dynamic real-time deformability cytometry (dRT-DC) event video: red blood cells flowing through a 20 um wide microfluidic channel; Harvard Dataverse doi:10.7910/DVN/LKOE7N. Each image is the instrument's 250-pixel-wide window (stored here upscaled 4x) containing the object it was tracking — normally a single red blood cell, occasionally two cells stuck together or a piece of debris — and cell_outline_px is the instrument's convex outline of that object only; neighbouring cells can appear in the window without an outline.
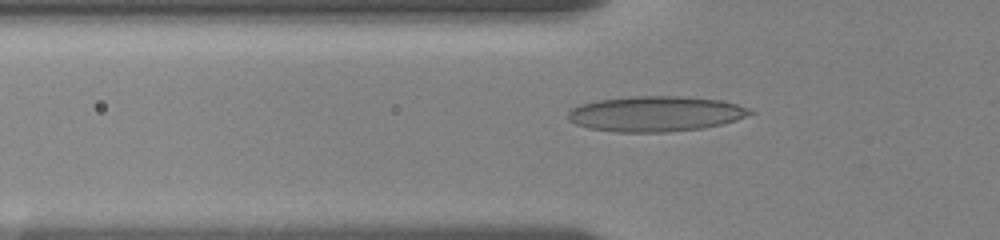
{"species": "human", "species_latin": "Homo sapiens", "temperature_condition": "room temperature", "stored_images_in_passage": 31, "camera_frame_rate_fps": 3000, "um_per_image_px": 0.085, "donor": {"sex": "female"}, "frame": {"image": 1, "passage_image": 25, "time_ms": 6.0, "image_size_px": [1000, 240], "cell_outline_px": [[756, 112], [720, 124], [700, 128], [668, 132], [616, 132], [588, 128], [576, 124], [568, 120], [568, 112], [572, 108], [580, 104], [596, 100], [632, 96], [680, 96], [720, 100], [752, 108]], "centroid_in_image_um": [55.68, 9.67], "position_along_channel_um": 70.1, "area_um2": 37.4}}
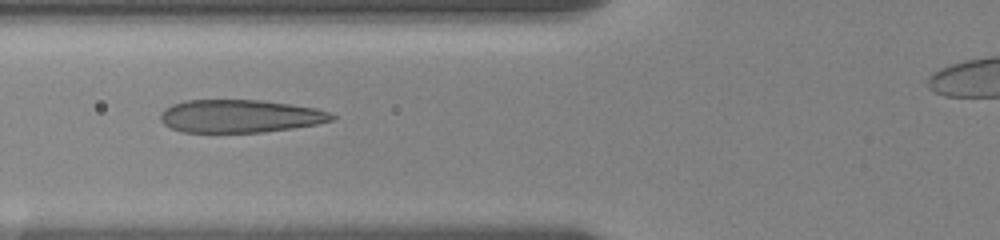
{"frame": {"image": 2, "passage_image": 30, "time_ms": 7.0, "image_size_px": [1000, 240], "cell_outline_px": [[336, 116], [332, 120], [316, 124], [292, 128], [264, 132], [180, 132], [164, 124], [160, 120], [160, 116], [164, 108], [172, 104], [184, 100], [260, 100], [316, 108], [328, 112]], "centroid_in_image_um": [20.36, 9.87], "position_along_channel_um": 105.4, "area_um2": 32.77}}